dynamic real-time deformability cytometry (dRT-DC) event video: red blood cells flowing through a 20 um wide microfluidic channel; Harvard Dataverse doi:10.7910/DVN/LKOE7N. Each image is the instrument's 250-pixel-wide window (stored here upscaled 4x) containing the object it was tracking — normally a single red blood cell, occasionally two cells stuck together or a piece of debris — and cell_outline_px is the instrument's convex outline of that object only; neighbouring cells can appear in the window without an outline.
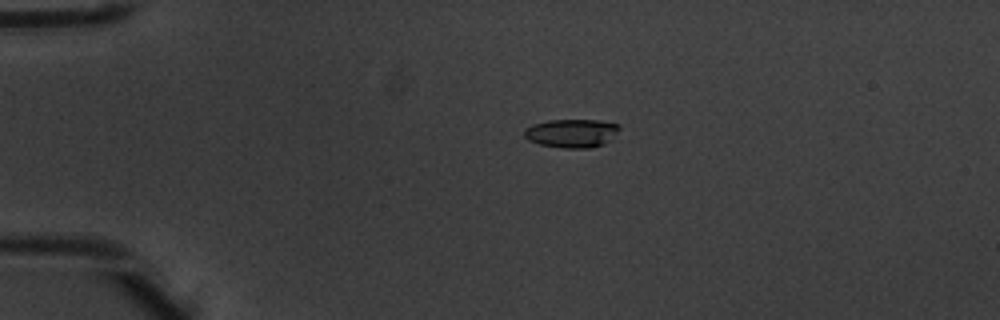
{"species": "common noctule bat (a hibernating species)", "species_latin": "Nyctalus noctula", "temperature_condition": "warm", "stored_images_in_passage": 3, "camera_frame_rate_fps": 3000, "um_per_image_px": 0.085, "animal": {"sex": "male", "body_mass_g": 20.1, "forearm_length_mm": 53.5}, "frame": {"image": 1, "passage_image": 2, "time_ms": 0.333, "image_size_px": [1000, 320], "cell_outline_px": [[620, 128], [612, 140], [604, 144], [588, 148], [564, 148], [540, 144], [528, 140], [524, 136], [524, 128], [532, 124], [548, 120], [600, 120], [620, 124]], "centroid_in_image_um": [48.61, 11.31], "position_along_channel_um": 36.4, "area_um2": 16.01}}